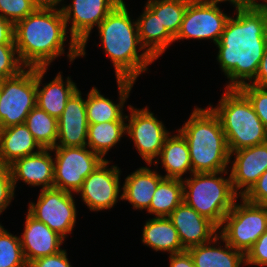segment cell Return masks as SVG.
<instances>
[{"mask_svg":"<svg viewBox=\"0 0 267 267\" xmlns=\"http://www.w3.org/2000/svg\"><path fill=\"white\" fill-rule=\"evenodd\" d=\"M263 12V16L265 19V34L267 36V8L266 9H260Z\"/></svg>","mask_w":267,"mask_h":267,"instance_id":"obj_46","label":"cell"},{"mask_svg":"<svg viewBox=\"0 0 267 267\" xmlns=\"http://www.w3.org/2000/svg\"><path fill=\"white\" fill-rule=\"evenodd\" d=\"M51 151L55 152L53 188L74 194L81 188L84 179L104 161L87 146H55Z\"/></svg>","mask_w":267,"mask_h":267,"instance_id":"obj_10","label":"cell"},{"mask_svg":"<svg viewBox=\"0 0 267 267\" xmlns=\"http://www.w3.org/2000/svg\"><path fill=\"white\" fill-rule=\"evenodd\" d=\"M0 267H28L20 237L8 232L0 224Z\"/></svg>","mask_w":267,"mask_h":267,"instance_id":"obj_32","label":"cell"},{"mask_svg":"<svg viewBox=\"0 0 267 267\" xmlns=\"http://www.w3.org/2000/svg\"><path fill=\"white\" fill-rule=\"evenodd\" d=\"M57 122L58 142L56 146H86L89 123L86 114V99L82 98L79 89L67 101L65 109Z\"/></svg>","mask_w":267,"mask_h":267,"instance_id":"obj_17","label":"cell"},{"mask_svg":"<svg viewBox=\"0 0 267 267\" xmlns=\"http://www.w3.org/2000/svg\"><path fill=\"white\" fill-rule=\"evenodd\" d=\"M134 81L117 79L119 103L115 104L111 99L100 93L97 87H92L86 98V114L89 124L104 123L110 121H126L123 107L133 88Z\"/></svg>","mask_w":267,"mask_h":267,"instance_id":"obj_21","label":"cell"},{"mask_svg":"<svg viewBox=\"0 0 267 267\" xmlns=\"http://www.w3.org/2000/svg\"><path fill=\"white\" fill-rule=\"evenodd\" d=\"M232 156L235 157L230 161L232 187L243 197L267 170V142L230 152Z\"/></svg>","mask_w":267,"mask_h":267,"instance_id":"obj_15","label":"cell"},{"mask_svg":"<svg viewBox=\"0 0 267 267\" xmlns=\"http://www.w3.org/2000/svg\"><path fill=\"white\" fill-rule=\"evenodd\" d=\"M28 267H72L67 258V251L61 250L57 254L35 259Z\"/></svg>","mask_w":267,"mask_h":267,"instance_id":"obj_39","label":"cell"},{"mask_svg":"<svg viewBox=\"0 0 267 267\" xmlns=\"http://www.w3.org/2000/svg\"><path fill=\"white\" fill-rule=\"evenodd\" d=\"M128 10L125 2H120L97 29L102 48L114 66L116 80L136 82L155 59L141 44L137 21L131 19ZM139 51L143 52L139 54Z\"/></svg>","mask_w":267,"mask_h":267,"instance_id":"obj_2","label":"cell"},{"mask_svg":"<svg viewBox=\"0 0 267 267\" xmlns=\"http://www.w3.org/2000/svg\"><path fill=\"white\" fill-rule=\"evenodd\" d=\"M234 203L219 228V234L244 255L267 230V205L253 204L241 197Z\"/></svg>","mask_w":267,"mask_h":267,"instance_id":"obj_8","label":"cell"},{"mask_svg":"<svg viewBox=\"0 0 267 267\" xmlns=\"http://www.w3.org/2000/svg\"><path fill=\"white\" fill-rule=\"evenodd\" d=\"M24 232L20 237L24 258L29 264L37 258L57 254L64 238L28 212Z\"/></svg>","mask_w":267,"mask_h":267,"instance_id":"obj_19","label":"cell"},{"mask_svg":"<svg viewBox=\"0 0 267 267\" xmlns=\"http://www.w3.org/2000/svg\"><path fill=\"white\" fill-rule=\"evenodd\" d=\"M219 240L224 242V248L220 245ZM187 251L190 253L195 267H240L245 265V255L229 245L220 234L211 241L191 247Z\"/></svg>","mask_w":267,"mask_h":267,"instance_id":"obj_22","label":"cell"},{"mask_svg":"<svg viewBox=\"0 0 267 267\" xmlns=\"http://www.w3.org/2000/svg\"><path fill=\"white\" fill-rule=\"evenodd\" d=\"M110 161L105 159L97 168L89 174L76 194L81 195L82 202L90 211H102L113 208L118 200H122L119 194L121 170L116 165L108 167ZM120 195V196H119ZM119 198V199H118Z\"/></svg>","mask_w":267,"mask_h":267,"instance_id":"obj_14","label":"cell"},{"mask_svg":"<svg viewBox=\"0 0 267 267\" xmlns=\"http://www.w3.org/2000/svg\"><path fill=\"white\" fill-rule=\"evenodd\" d=\"M41 149L25 123L0 129V164L9 166Z\"/></svg>","mask_w":267,"mask_h":267,"instance_id":"obj_24","label":"cell"},{"mask_svg":"<svg viewBox=\"0 0 267 267\" xmlns=\"http://www.w3.org/2000/svg\"><path fill=\"white\" fill-rule=\"evenodd\" d=\"M163 178L147 166L136 169L124 180L122 201L127 200L135 210H148L153 194Z\"/></svg>","mask_w":267,"mask_h":267,"instance_id":"obj_23","label":"cell"},{"mask_svg":"<svg viewBox=\"0 0 267 267\" xmlns=\"http://www.w3.org/2000/svg\"><path fill=\"white\" fill-rule=\"evenodd\" d=\"M191 0H147L146 6L175 37L180 29L187 5Z\"/></svg>","mask_w":267,"mask_h":267,"instance_id":"obj_31","label":"cell"},{"mask_svg":"<svg viewBox=\"0 0 267 267\" xmlns=\"http://www.w3.org/2000/svg\"><path fill=\"white\" fill-rule=\"evenodd\" d=\"M230 16L212 0H191L174 41L182 39L213 40L217 44Z\"/></svg>","mask_w":267,"mask_h":267,"instance_id":"obj_12","label":"cell"},{"mask_svg":"<svg viewBox=\"0 0 267 267\" xmlns=\"http://www.w3.org/2000/svg\"><path fill=\"white\" fill-rule=\"evenodd\" d=\"M35 1L38 8H52L61 10L64 7V5L61 4L64 0H35ZM57 6H59V8Z\"/></svg>","mask_w":267,"mask_h":267,"instance_id":"obj_44","label":"cell"},{"mask_svg":"<svg viewBox=\"0 0 267 267\" xmlns=\"http://www.w3.org/2000/svg\"><path fill=\"white\" fill-rule=\"evenodd\" d=\"M234 13L236 16L228 18L215 44L219 68L229 79L225 88H239L255 78L267 44L265 19L260 9Z\"/></svg>","mask_w":267,"mask_h":267,"instance_id":"obj_1","label":"cell"},{"mask_svg":"<svg viewBox=\"0 0 267 267\" xmlns=\"http://www.w3.org/2000/svg\"><path fill=\"white\" fill-rule=\"evenodd\" d=\"M25 124L42 149L56 146L58 137L57 119L37 105L27 115Z\"/></svg>","mask_w":267,"mask_h":267,"instance_id":"obj_30","label":"cell"},{"mask_svg":"<svg viewBox=\"0 0 267 267\" xmlns=\"http://www.w3.org/2000/svg\"><path fill=\"white\" fill-rule=\"evenodd\" d=\"M178 232L182 247H191L211 241L219 233V228L184 201L168 216Z\"/></svg>","mask_w":267,"mask_h":267,"instance_id":"obj_16","label":"cell"},{"mask_svg":"<svg viewBox=\"0 0 267 267\" xmlns=\"http://www.w3.org/2000/svg\"><path fill=\"white\" fill-rule=\"evenodd\" d=\"M127 108L130 115H126V134L134 142L142 160L150 166L157 160L170 132L147 106L138 109L128 105Z\"/></svg>","mask_w":267,"mask_h":267,"instance_id":"obj_13","label":"cell"},{"mask_svg":"<svg viewBox=\"0 0 267 267\" xmlns=\"http://www.w3.org/2000/svg\"><path fill=\"white\" fill-rule=\"evenodd\" d=\"M123 0H72L61 9L66 26L71 23L68 60L86 55L85 48L93 27L99 24ZM72 21V22H71Z\"/></svg>","mask_w":267,"mask_h":267,"instance_id":"obj_7","label":"cell"},{"mask_svg":"<svg viewBox=\"0 0 267 267\" xmlns=\"http://www.w3.org/2000/svg\"><path fill=\"white\" fill-rule=\"evenodd\" d=\"M25 68L15 44H0V80L16 76Z\"/></svg>","mask_w":267,"mask_h":267,"instance_id":"obj_34","label":"cell"},{"mask_svg":"<svg viewBox=\"0 0 267 267\" xmlns=\"http://www.w3.org/2000/svg\"><path fill=\"white\" fill-rule=\"evenodd\" d=\"M194 107L177 129L187 141L193 173L228 171L232 158L219 118L210 107Z\"/></svg>","mask_w":267,"mask_h":267,"instance_id":"obj_4","label":"cell"},{"mask_svg":"<svg viewBox=\"0 0 267 267\" xmlns=\"http://www.w3.org/2000/svg\"><path fill=\"white\" fill-rule=\"evenodd\" d=\"M216 3L230 2L236 10H252L256 8L257 0H212Z\"/></svg>","mask_w":267,"mask_h":267,"instance_id":"obj_43","label":"cell"},{"mask_svg":"<svg viewBox=\"0 0 267 267\" xmlns=\"http://www.w3.org/2000/svg\"><path fill=\"white\" fill-rule=\"evenodd\" d=\"M126 121H110L97 124H89L87 132V144L94 153L103 160L108 151L121 140L126 133Z\"/></svg>","mask_w":267,"mask_h":267,"instance_id":"obj_28","label":"cell"},{"mask_svg":"<svg viewBox=\"0 0 267 267\" xmlns=\"http://www.w3.org/2000/svg\"><path fill=\"white\" fill-rule=\"evenodd\" d=\"M170 267H195L190 253L185 250L169 256Z\"/></svg>","mask_w":267,"mask_h":267,"instance_id":"obj_42","label":"cell"},{"mask_svg":"<svg viewBox=\"0 0 267 267\" xmlns=\"http://www.w3.org/2000/svg\"><path fill=\"white\" fill-rule=\"evenodd\" d=\"M238 89L248 98L267 130V87H258L248 83Z\"/></svg>","mask_w":267,"mask_h":267,"instance_id":"obj_35","label":"cell"},{"mask_svg":"<svg viewBox=\"0 0 267 267\" xmlns=\"http://www.w3.org/2000/svg\"><path fill=\"white\" fill-rule=\"evenodd\" d=\"M216 107L229 152L267 142V130L248 98L238 88H225Z\"/></svg>","mask_w":267,"mask_h":267,"instance_id":"obj_5","label":"cell"},{"mask_svg":"<svg viewBox=\"0 0 267 267\" xmlns=\"http://www.w3.org/2000/svg\"><path fill=\"white\" fill-rule=\"evenodd\" d=\"M250 84L258 87H267V44L257 74Z\"/></svg>","mask_w":267,"mask_h":267,"instance_id":"obj_41","label":"cell"},{"mask_svg":"<svg viewBox=\"0 0 267 267\" xmlns=\"http://www.w3.org/2000/svg\"><path fill=\"white\" fill-rule=\"evenodd\" d=\"M142 243L156 252L167 251L170 255L185 251L178 232L168 217L148 219L143 226Z\"/></svg>","mask_w":267,"mask_h":267,"instance_id":"obj_27","label":"cell"},{"mask_svg":"<svg viewBox=\"0 0 267 267\" xmlns=\"http://www.w3.org/2000/svg\"><path fill=\"white\" fill-rule=\"evenodd\" d=\"M14 185L9 166L0 164V215L14 198Z\"/></svg>","mask_w":267,"mask_h":267,"instance_id":"obj_36","label":"cell"},{"mask_svg":"<svg viewBox=\"0 0 267 267\" xmlns=\"http://www.w3.org/2000/svg\"><path fill=\"white\" fill-rule=\"evenodd\" d=\"M183 202L182 179L163 178L154 194L147 210L155 217H168Z\"/></svg>","mask_w":267,"mask_h":267,"instance_id":"obj_29","label":"cell"},{"mask_svg":"<svg viewBox=\"0 0 267 267\" xmlns=\"http://www.w3.org/2000/svg\"><path fill=\"white\" fill-rule=\"evenodd\" d=\"M243 198L253 204L267 205V170L259 177Z\"/></svg>","mask_w":267,"mask_h":267,"instance_id":"obj_38","label":"cell"},{"mask_svg":"<svg viewBox=\"0 0 267 267\" xmlns=\"http://www.w3.org/2000/svg\"><path fill=\"white\" fill-rule=\"evenodd\" d=\"M0 44H15L14 25L0 15Z\"/></svg>","mask_w":267,"mask_h":267,"instance_id":"obj_40","label":"cell"},{"mask_svg":"<svg viewBox=\"0 0 267 267\" xmlns=\"http://www.w3.org/2000/svg\"><path fill=\"white\" fill-rule=\"evenodd\" d=\"M51 149H41L38 153L15 160L9 165L14 189L18 180L41 189L54 186V158Z\"/></svg>","mask_w":267,"mask_h":267,"instance_id":"obj_18","label":"cell"},{"mask_svg":"<svg viewBox=\"0 0 267 267\" xmlns=\"http://www.w3.org/2000/svg\"><path fill=\"white\" fill-rule=\"evenodd\" d=\"M36 106V67L0 80V129L23 124Z\"/></svg>","mask_w":267,"mask_h":267,"instance_id":"obj_9","label":"cell"},{"mask_svg":"<svg viewBox=\"0 0 267 267\" xmlns=\"http://www.w3.org/2000/svg\"><path fill=\"white\" fill-rule=\"evenodd\" d=\"M223 174L228 172L193 173L182 179L183 201L218 228L239 197L232 187L230 173L227 178Z\"/></svg>","mask_w":267,"mask_h":267,"instance_id":"obj_6","label":"cell"},{"mask_svg":"<svg viewBox=\"0 0 267 267\" xmlns=\"http://www.w3.org/2000/svg\"><path fill=\"white\" fill-rule=\"evenodd\" d=\"M48 67H36V105L52 117L58 119L65 109L67 101L78 90L69 76L65 80L59 72L56 77L40 87Z\"/></svg>","mask_w":267,"mask_h":267,"instance_id":"obj_20","label":"cell"},{"mask_svg":"<svg viewBox=\"0 0 267 267\" xmlns=\"http://www.w3.org/2000/svg\"><path fill=\"white\" fill-rule=\"evenodd\" d=\"M142 14L136 19L141 44L157 60L169 45L174 36L161 24L159 18L145 5Z\"/></svg>","mask_w":267,"mask_h":267,"instance_id":"obj_25","label":"cell"},{"mask_svg":"<svg viewBox=\"0 0 267 267\" xmlns=\"http://www.w3.org/2000/svg\"><path fill=\"white\" fill-rule=\"evenodd\" d=\"M177 132L166 137L158 159L154 161L157 166L158 160H161L166 171L164 178L183 179V174L188 171L193 174L187 141L179 131Z\"/></svg>","mask_w":267,"mask_h":267,"instance_id":"obj_26","label":"cell"},{"mask_svg":"<svg viewBox=\"0 0 267 267\" xmlns=\"http://www.w3.org/2000/svg\"><path fill=\"white\" fill-rule=\"evenodd\" d=\"M245 265L267 266V230L245 255Z\"/></svg>","mask_w":267,"mask_h":267,"instance_id":"obj_37","label":"cell"},{"mask_svg":"<svg viewBox=\"0 0 267 267\" xmlns=\"http://www.w3.org/2000/svg\"><path fill=\"white\" fill-rule=\"evenodd\" d=\"M38 8L35 0H0V15L15 25Z\"/></svg>","mask_w":267,"mask_h":267,"instance_id":"obj_33","label":"cell"},{"mask_svg":"<svg viewBox=\"0 0 267 267\" xmlns=\"http://www.w3.org/2000/svg\"><path fill=\"white\" fill-rule=\"evenodd\" d=\"M259 1H262V3ZM257 0V5H256V8L257 9H266L267 8V0Z\"/></svg>","mask_w":267,"mask_h":267,"instance_id":"obj_45","label":"cell"},{"mask_svg":"<svg viewBox=\"0 0 267 267\" xmlns=\"http://www.w3.org/2000/svg\"><path fill=\"white\" fill-rule=\"evenodd\" d=\"M73 194L56 188L41 189L37 202H30L27 211L66 239L72 233L78 213Z\"/></svg>","mask_w":267,"mask_h":267,"instance_id":"obj_11","label":"cell"},{"mask_svg":"<svg viewBox=\"0 0 267 267\" xmlns=\"http://www.w3.org/2000/svg\"><path fill=\"white\" fill-rule=\"evenodd\" d=\"M67 26L60 9L37 8L14 25V42L26 67H49L65 54Z\"/></svg>","mask_w":267,"mask_h":267,"instance_id":"obj_3","label":"cell"}]
</instances>
